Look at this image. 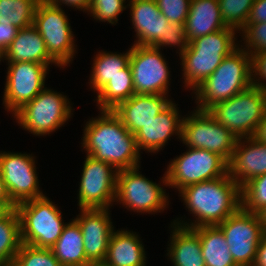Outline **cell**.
Here are the masks:
<instances>
[{
	"label": "cell",
	"mask_w": 266,
	"mask_h": 266,
	"mask_svg": "<svg viewBox=\"0 0 266 266\" xmlns=\"http://www.w3.org/2000/svg\"><path fill=\"white\" fill-rule=\"evenodd\" d=\"M83 130L81 145L87 155L109 163L117 171L141 165L135 135L113 110H100L97 117L86 122Z\"/></svg>",
	"instance_id": "obj_1"
},
{
	"label": "cell",
	"mask_w": 266,
	"mask_h": 266,
	"mask_svg": "<svg viewBox=\"0 0 266 266\" xmlns=\"http://www.w3.org/2000/svg\"><path fill=\"white\" fill-rule=\"evenodd\" d=\"M179 196L187 211L195 217L191 222L178 217L172 223L188 228L219 225L241 208V187L229 173L214 180L188 185L179 191Z\"/></svg>",
	"instance_id": "obj_2"
},
{
	"label": "cell",
	"mask_w": 266,
	"mask_h": 266,
	"mask_svg": "<svg viewBox=\"0 0 266 266\" xmlns=\"http://www.w3.org/2000/svg\"><path fill=\"white\" fill-rule=\"evenodd\" d=\"M231 27L198 37L189 42L188 48L180 56L183 87L194 90L207 79L222 60L236 50V33Z\"/></svg>",
	"instance_id": "obj_3"
},
{
	"label": "cell",
	"mask_w": 266,
	"mask_h": 266,
	"mask_svg": "<svg viewBox=\"0 0 266 266\" xmlns=\"http://www.w3.org/2000/svg\"><path fill=\"white\" fill-rule=\"evenodd\" d=\"M252 85L251 55L239 46L193 90L196 109L208 111L218 102L228 100Z\"/></svg>",
	"instance_id": "obj_4"
},
{
	"label": "cell",
	"mask_w": 266,
	"mask_h": 266,
	"mask_svg": "<svg viewBox=\"0 0 266 266\" xmlns=\"http://www.w3.org/2000/svg\"><path fill=\"white\" fill-rule=\"evenodd\" d=\"M49 199L44 195L16 205L23 244L51 249L61 236L67 222L57 204Z\"/></svg>",
	"instance_id": "obj_5"
},
{
	"label": "cell",
	"mask_w": 266,
	"mask_h": 266,
	"mask_svg": "<svg viewBox=\"0 0 266 266\" xmlns=\"http://www.w3.org/2000/svg\"><path fill=\"white\" fill-rule=\"evenodd\" d=\"M69 100L62 92L45 87L12 117L28 133L39 137L49 136L72 117L74 109Z\"/></svg>",
	"instance_id": "obj_6"
},
{
	"label": "cell",
	"mask_w": 266,
	"mask_h": 266,
	"mask_svg": "<svg viewBox=\"0 0 266 266\" xmlns=\"http://www.w3.org/2000/svg\"><path fill=\"white\" fill-rule=\"evenodd\" d=\"M208 112L237 139L252 137L266 112V92L252 85Z\"/></svg>",
	"instance_id": "obj_7"
},
{
	"label": "cell",
	"mask_w": 266,
	"mask_h": 266,
	"mask_svg": "<svg viewBox=\"0 0 266 266\" xmlns=\"http://www.w3.org/2000/svg\"><path fill=\"white\" fill-rule=\"evenodd\" d=\"M140 165L117 173L116 204H122L128 211L136 213L157 214L166 210L169 205V195L166 174L160 183L146 178L140 171ZM162 183V184H161ZM164 185V186H163Z\"/></svg>",
	"instance_id": "obj_8"
},
{
	"label": "cell",
	"mask_w": 266,
	"mask_h": 266,
	"mask_svg": "<svg viewBox=\"0 0 266 266\" xmlns=\"http://www.w3.org/2000/svg\"><path fill=\"white\" fill-rule=\"evenodd\" d=\"M186 150L167 165L165 174L169 188L179 192L188 185L214 180L229 173V163L217 153L198 148Z\"/></svg>",
	"instance_id": "obj_9"
},
{
	"label": "cell",
	"mask_w": 266,
	"mask_h": 266,
	"mask_svg": "<svg viewBox=\"0 0 266 266\" xmlns=\"http://www.w3.org/2000/svg\"><path fill=\"white\" fill-rule=\"evenodd\" d=\"M33 26L43 38L49 55L63 69L70 66L77 53V45L63 8L41 0L35 11Z\"/></svg>",
	"instance_id": "obj_10"
},
{
	"label": "cell",
	"mask_w": 266,
	"mask_h": 266,
	"mask_svg": "<svg viewBox=\"0 0 266 266\" xmlns=\"http://www.w3.org/2000/svg\"><path fill=\"white\" fill-rule=\"evenodd\" d=\"M188 148L205 149L230 162L237 137L208 111L194 109L183 117L181 140Z\"/></svg>",
	"instance_id": "obj_11"
},
{
	"label": "cell",
	"mask_w": 266,
	"mask_h": 266,
	"mask_svg": "<svg viewBox=\"0 0 266 266\" xmlns=\"http://www.w3.org/2000/svg\"><path fill=\"white\" fill-rule=\"evenodd\" d=\"M129 65L135 94H169L171 71L161 48L132 44Z\"/></svg>",
	"instance_id": "obj_12"
},
{
	"label": "cell",
	"mask_w": 266,
	"mask_h": 266,
	"mask_svg": "<svg viewBox=\"0 0 266 266\" xmlns=\"http://www.w3.org/2000/svg\"><path fill=\"white\" fill-rule=\"evenodd\" d=\"M117 173L109 163L86 154L77 191L79 209H110L116 197Z\"/></svg>",
	"instance_id": "obj_13"
},
{
	"label": "cell",
	"mask_w": 266,
	"mask_h": 266,
	"mask_svg": "<svg viewBox=\"0 0 266 266\" xmlns=\"http://www.w3.org/2000/svg\"><path fill=\"white\" fill-rule=\"evenodd\" d=\"M217 226L225 236L235 263L238 266H252L257 246L266 233L259 215L240 208Z\"/></svg>",
	"instance_id": "obj_14"
},
{
	"label": "cell",
	"mask_w": 266,
	"mask_h": 266,
	"mask_svg": "<svg viewBox=\"0 0 266 266\" xmlns=\"http://www.w3.org/2000/svg\"><path fill=\"white\" fill-rule=\"evenodd\" d=\"M34 154L0 151V175L12 202H21L44 196Z\"/></svg>",
	"instance_id": "obj_15"
},
{
	"label": "cell",
	"mask_w": 266,
	"mask_h": 266,
	"mask_svg": "<svg viewBox=\"0 0 266 266\" xmlns=\"http://www.w3.org/2000/svg\"><path fill=\"white\" fill-rule=\"evenodd\" d=\"M3 105L12 116L45 87L50 66L35 62L7 63Z\"/></svg>",
	"instance_id": "obj_16"
},
{
	"label": "cell",
	"mask_w": 266,
	"mask_h": 266,
	"mask_svg": "<svg viewBox=\"0 0 266 266\" xmlns=\"http://www.w3.org/2000/svg\"><path fill=\"white\" fill-rule=\"evenodd\" d=\"M74 218L81 229L86 259L90 263H103L110 237L115 230L110 209H79Z\"/></svg>",
	"instance_id": "obj_17"
},
{
	"label": "cell",
	"mask_w": 266,
	"mask_h": 266,
	"mask_svg": "<svg viewBox=\"0 0 266 266\" xmlns=\"http://www.w3.org/2000/svg\"><path fill=\"white\" fill-rule=\"evenodd\" d=\"M177 105L173 101L165 110L134 134L140 153L142 151L158 153L168 143L170 137H175V135L178 136L177 139L181 140V126L184 115H180Z\"/></svg>",
	"instance_id": "obj_18"
},
{
	"label": "cell",
	"mask_w": 266,
	"mask_h": 266,
	"mask_svg": "<svg viewBox=\"0 0 266 266\" xmlns=\"http://www.w3.org/2000/svg\"><path fill=\"white\" fill-rule=\"evenodd\" d=\"M134 45L155 46L164 36L169 20L160 12L156 0H129Z\"/></svg>",
	"instance_id": "obj_19"
},
{
	"label": "cell",
	"mask_w": 266,
	"mask_h": 266,
	"mask_svg": "<svg viewBox=\"0 0 266 266\" xmlns=\"http://www.w3.org/2000/svg\"><path fill=\"white\" fill-rule=\"evenodd\" d=\"M266 173V144L253 137L238 138L229 162L230 177L242 187Z\"/></svg>",
	"instance_id": "obj_20"
},
{
	"label": "cell",
	"mask_w": 266,
	"mask_h": 266,
	"mask_svg": "<svg viewBox=\"0 0 266 266\" xmlns=\"http://www.w3.org/2000/svg\"><path fill=\"white\" fill-rule=\"evenodd\" d=\"M172 102L173 100L165 94H134L128 100L120 103L113 109V112L121 119L122 124L129 132L135 134Z\"/></svg>",
	"instance_id": "obj_21"
},
{
	"label": "cell",
	"mask_w": 266,
	"mask_h": 266,
	"mask_svg": "<svg viewBox=\"0 0 266 266\" xmlns=\"http://www.w3.org/2000/svg\"><path fill=\"white\" fill-rule=\"evenodd\" d=\"M1 60L6 63L35 62L46 66L62 68L48 53L45 42L37 29L32 25L19 29L12 43L1 55Z\"/></svg>",
	"instance_id": "obj_22"
},
{
	"label": "cell",
	"mask_w": 266,
	"mask_h": 266,
	"mask_svg": "<svg viewBox=\"0 0 266 266\" xmlns=\"http://www.w3.org/2000/svg\"><path fill=\"white\" fill-rule=\"evenodd\" d=\"M146 253L139 235L121 228L113 231L103 263L106 266H147Z\"/></svg>",
	"instance_id": "obj_23"
},
{
	"label": "cell",
	"mask_w": 266,
	"mask_h": 266,
	"mask_svg": "<svg viewBox=\"0 0 266 266\" xmlns=\"http://www.w3.org/2000/svg\"><path fill=\"white\" fill-rule=\"evenodd\" d=\"M170 243L167 247L168 259L173 266H206L202 256L198 233L193 228L171 222Z\"/></svg>",
	"instance_id": "obj_24"
},
{
	"label": "cell",
	"mask_w": 266,
	"mask_h": 266,
	"mask_svg": "<svg viewBox=\"0 0 266 266\" xmlns=\"http://www.w3.org/2000/svg\"><path fill=\"white\" fill-rule=\"evenodd\" d=\"M218 0H191L185 23L188 41L225 29Z\"/></svg>",
	"instance_id": "obj_25"
},
{
	"label": "cell",
	"mask_w": 266,
	"mask_h": 266,
	"mask_svg": "<svg viewBox=\"0 0 266 266\" xmlns=\"http://www.w3.org/2000/svg\"><path fill=\"white\" fill-rule=\"evenodd\" d=\"M71 220L51 250L61 266H89L91 263L86 259L80 226L75 219Z\"/></svg>",
	"instance_id": "obj_26"
},
{
	"label": "cell",
	"mask_w": 266,
	"mask_h": 266,
	"mask_svg": "<svg viewBox=\"0 0 266 266\" xmlns=\"http://www.w3.org/2000/svg\"><path fill=\"white\" fill-rule=\"evenodd\" d=\"M199 235L206 266H238L229 251L225 236L217 226L193 228Z\"/></svg>",
	"instance_id": "obj_27"
},
{
	"label": "cell",
	"mask_w": 266,
	"mask_h": 266,
	"mask_svg": "<svg viewBox=\"0 0 266 266\" xmlns=\"http://www.w3.org/2000/svg\"><path fill=\"white\" fill-rule=\"evenodd\" d=\"M93 59L89 78L91 90L97 94L115 75L123 73V69L129 64L131 47L124 52L99 51Z\"/></svg>",
	"instance_id": "obj_28"
},
{
	"label": "cell",
	"mask_w": 266,
	"mask_h": 266,
	"mask_svg": "<svg viewBox=\"0 0 266 266\" xmlns=\"http://www.w3.org/2000/svg\"><path fill=\"white\" fill-rule=\"evenodd\" d=\"M135 94L132 70L128 64L123 73L115 75L97 94L98 110H113Z\"/></svg>",
	"instance_id": "obj_29"
},
{
	"label": "cell",
	"mask_w": 266,
	"mask_h": 266,
	"mask_svg": "<svg viewBox=\"0 0 266 266\" xmlns=\"http://www.w3.org/2000/svg\"><path fill=\"white\" fill-rule=\"evenodd\" d=\"M21 245L20 218L12 209L0 219V266H12Z\"/></svg>",
	"instance_id": "obj_30"
},
{
	"label": "cell",
	"mask_w": 266,
	"mask_h": 266,
	"mask_svg": "<svg viewBox=\"0 0 266 266\" xmlns=\"http://www.w3.org/2000/svg\"><path fill=\"white\" fill-rule=\"evenodd\" d=\"M41 0H0V23H12L22 29L33 25L34 15Z\"/></svg>",
	"instance_id": "obj_31"
},
{
	"label": "cell",
	"mask_w": 266,
	"mask_h": 266,
	"mask_svg": "<svg viewBox=\"0 0 266 266\" xmlns=\"http://www.w3.org/2000/svg\"><path fill=\"white\" fill-rule=\"evenodd\" d=\"M266 207V173L253 178L241 187V208L259 213Z\"/></svg>",
	"instance_id": "obj_32"
},
{
	"label": "cell",
	"mask_w": 266,
	"mask_h": 266,
	"mask_svg": "<svg viewBox=\"0 0 266 266\" xmlns=\"http://www.w3.org/2000/svg\"><path fill=\"white\" fill-rule=\"evenodd\" d=\"M221 17L227 27L240 31L247 23L255 0H218Z\"/></svg>",
	"instance_id": "obj_33"
},
{
	"label": "cell",
	"mask_w": 266,
	"mask_h": 266,
	"mask_svg": "<svg viewBox=\"0 0 266 266\" xmlns=\"http://www.w3.org/2000/svg\"><path fill=\"white\" fill-rule=\"evenodd\" d=\"M12 266H61L51 249L23 244L18 250Z\"/></svg>",
	"instance_id": "obj_34"
},
{
	"label": "cell",
	"mask_w": 266,
	"mask_h": 266,
	"mask_svg": "<svg viewBox=\"0 0 266 266\" xmlns=\"http://www.w3.org/2000/svg\"><path fill=\"white\" fill-rule=\"evenodd\" d=\"M128 0H91L87 14L96 22H107L111 25L118 23V15L127 9Z\"/></svg>",
	"instance_id": "obj_35"
},
{
	"label": "cell",
	"mask_w": 266,
	"mask_h": 266,
	"mask_svg": "<svg viewBox=\"0 0 266 266\" xmlns=\"http://www.w3.org/2000/svg\"><path fill=\"white\" fill-rule=\"evenodd\" d=\"M244 45H239L250 55L266 51V23L246 24L240 31Z\"/></svg>",
	"instance_id": "obj_36"
},
{
	"label": "cell",
	"mask_w": 266,
	"mask_h": 266,
	"mask_svg": "<svg viewBox=\"0 0 266 266\" xmlns=\"http://www.w3.org/2000/svg\"><path fill=\"white\" fill-rule=\"evenodd\" d=\"M189 41L186 36L185 24L171 23L166 24L165 36L154 46L157 48L176 47L179 57L188 48Z\"/></svg>",
	"instance_id": "obj_37"
},
{
	"label": "cell",
	"mask_w": 266,
	"mask_h": 266,
	"mask_svg": "<svg viewBox=\"0 0 266 266\" xmlns=\"http://www.w3.org/2000/svg\"><path fill=\"white\" fill-rule=\"evenodd\" d=\"M191 0H156L160 12L171 23L185 24Z\"/></svg>",
	"instance_id": "obj_38"
},
{
	"label": "cell",
	"mask_w": 266,
	"mask_h": 266,
	"mask_svg": "<svg viewBox=\"0 0 266 266\" xmlns=\"http://www.w3.org/2000/svg\"><path fill=\"white\" fill-rule=\"evenodd\" d=\"M18 31L19 28L13 26L12 23H0V55H2L6 48L12 43Z\"/></svg>",
	"instance_id": "obj_39"
},
{
	"label": "cell",
	"mask_w": 266,
	"mask_h": 266,
	"mask_svg": "<svg viewBox=\"0 0 266 266\" xmlns=\"http://www.w3.org/2000/svg\"><path fill=\"white\" fill-rule=\"evenodd\" d=\"M266 23V0H255L246 24Z\"/></svg>",
	"instance_id": "obj_40"
},
{
	"label": "cell",
	"mask_w": 266,
	"mask_h": 266,
	"mask_svg": "<svg viewBox=\"0 0 266 266\" xmlns=\"http://www.w3.org/2000/svg\"><path fill=\"white\" fill-rule=\"evenodd\" d=\"M50 4L63 7L64 5L67 7H73L75 10L79 9V11H83L87 13L89 11V6L91 0H47ZM63 4V5H62Z\"/></svg>",
	"instance_id": "obj_41"
},
{
	"label": "cell",
	"mask_w": 266,
	"mask_h": 266,
	"mask_svg": "<svg viewBox=\"0 0 266 266\" xmlns=\"http://www.w3.org/2000/svg\"><path fill=\"white\" fill-rule=\"evenodd\" d=\"M252 266H266V233L257 246L256 257Z\"/></svg>",
	"instance_id": "obj_42"
},
{
	"label": "cell",
	"mask_w": 266,
	"mask_h": 266,
	"mask_svg": "<svg viewBox=\"0 0 266 266\" xmlns=\"http://www.w3.org/2000/svg\"><path fill=\"white\" fill-rule=\"evenodd\" d=\"M252 137L257 141L266 144V112L262 120L259 122L257 129Z\"/></svg>",
	"instance_id": "obj_43"
},
{
	"label": "cell",
	"mask_w": 266,
	"mask_h": 266,
	"mask_svg": "<svg viewBox=\"0 0 266 266\" xmlns=\"http://www.w3.org/2000/svg\"><path fill=\"white\" fill-rule=\"evenodd\" d=\"M0 203H13L6 190L2 176L0 175Z\"/></svg>",
	"instance_id": "obj_44"
},
{
	"label": "cell",
	"mask_w": 266,
	"mask_h": 266,
	"mask_svg": "<svg viewBox=\"0 0 266 266\" xmlns=\"http://www.w3.org/2000/svg\"><path fill=\"white\" fill-rule=\"evenodd\" d=\"M12 209H16V205L14 203H0V219Z\"/></svg>",
	"instance_id": "obj_45"
},
{
	"label": "cell",
	"mask_w": 266,
	"mask_h": 266,
	"mask_svg": "<svg viewBox=\"0 0 266 266\" xmlns=\"http://www.w3.org/2000/svg\"><path fill=\"white\" fill-rule=\"evenodd\" d=\"M260 219H261V222L263 223V226H264V230L266 232V207L263 208L259 213H258Z\"/></svg>",
	"instance_id": "obj_46"
},
{
	"label": "cell",
	"mask_w": 266,
	"mask_h": 266,
	"mask_svg": "<svg viewBox=\"0 0 266 266\" xmlns=\"http://www.w3.org/2000/svg\"><path fill=\"white\" fill-rule=\"evenodd\" d=\"M89 266H106L104 263H91Z\"/></svg>",
	"instance_id": "obj_47"
}]
</instances>
